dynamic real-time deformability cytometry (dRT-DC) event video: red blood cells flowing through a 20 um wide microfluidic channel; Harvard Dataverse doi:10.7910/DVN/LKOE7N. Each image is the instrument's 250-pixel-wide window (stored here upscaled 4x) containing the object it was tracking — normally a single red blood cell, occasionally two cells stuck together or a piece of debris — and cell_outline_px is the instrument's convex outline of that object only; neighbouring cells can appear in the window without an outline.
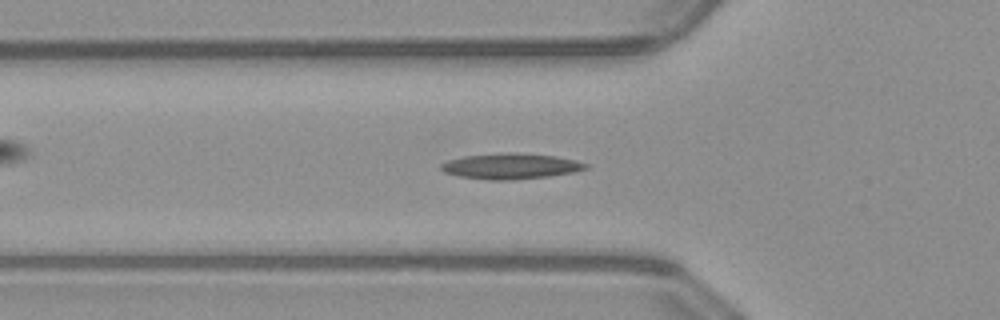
{"species": "common noctule bat (a hibernating species)", "species_latin": "Nyctalus noctula", "temperature_condition": "warm", "stored_images_in_passage": 42, "camera_frame_rate_fps": 3000, "um_per_image_px": 0.085, "animal": {"sex": "male", "body_mass_g": 23.1, "forearm_length_mm": 52.7}, "frame": {"image": 1, "passage_image": 10, "time_ms": 3.0, "image_size_px": [1000, 320], "cell_outline_px": [[588, 168], [576, 172], [548, 176], [516, 180], [488, 180], [456, 176], [444, 172], [440, 168], [440, 164], [448, 160], [468, 156], [552, 156], [572, 160], [588, 164]], "centroid_in_image_um": [43.38, 14.2], "position_along_channel_um": 82.4, "area_um2": 20.23}}
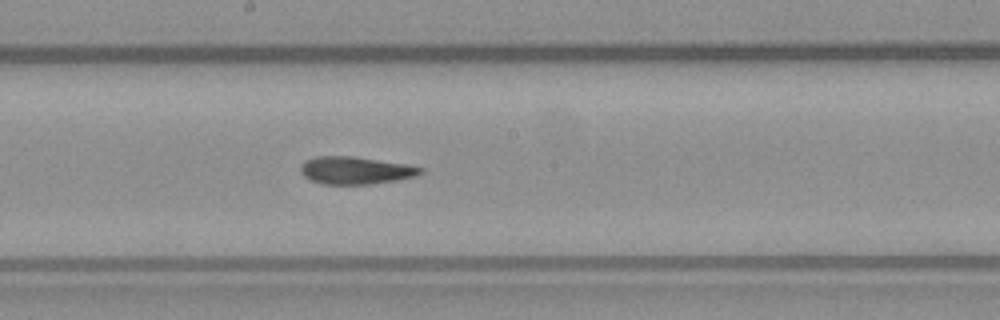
{"frame": {"image": 2, "passage_image": 20, "time_ms": 6.333, "image_size_px": [1000, 320], "cell_outline_px": [[424, 172], [416, 176], [396, 180], [372, 184], [324, 184], [312, 180], [304, 176], [300, 172], [300, 168], [308, 160], [320, 156], [348, 156], [404, 164], [424, 168]], "centroid_in_image_um": [30.25, 14.5], "position_along_channel_um": 218.0, "area_um2": 18.79}}
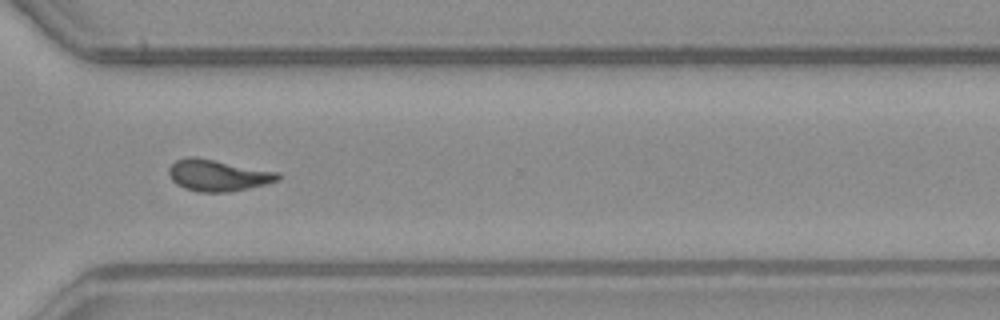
{"frame": {"image": 3, "passage_image": 30, "time_ms": 9.667, "image_size_px": [1000, 320], "cell_outline_px": [[284, 176], [280, 180], [248, 188], [228, 192], [200, 192], [184, 188], [176, 184], [172, 180], [168, 172], [168, 168], [176, 160], [188, 156], [192, 156], [276, 172]], "centroid_in_image_um": [18.49, 14.91], "position_along_channel_um": 352.1, "area_um2": 19.77}, "authors_computed_cell_mechanics": {"area_um2": 19.5942, "velocity_mm_per_s": 4.0351, "shape_relaxation_time_tau1_ms": 9.4474, "shape_relaxation_time_tau2_ms": 1.6497, "deformation_change_tau1": 0.2961, "deformation_change_tau2": 0.088}}